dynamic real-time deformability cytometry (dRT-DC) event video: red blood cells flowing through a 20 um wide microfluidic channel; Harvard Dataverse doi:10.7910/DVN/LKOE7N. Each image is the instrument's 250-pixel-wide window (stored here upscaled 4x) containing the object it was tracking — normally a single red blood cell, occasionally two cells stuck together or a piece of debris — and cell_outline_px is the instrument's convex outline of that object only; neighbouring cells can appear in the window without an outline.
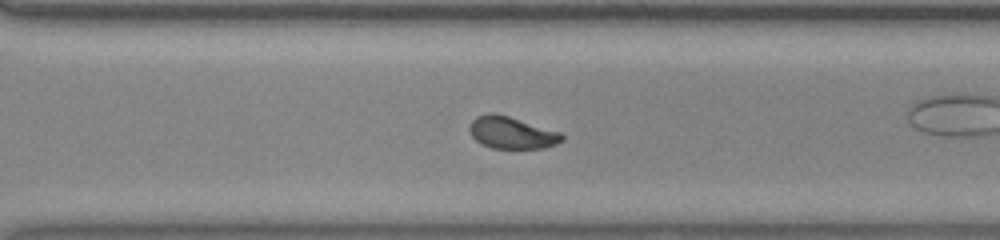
{"species": "common noctule bat (a hibernating species)", "species_latin": "Nyctalus noctula", "temperature_condition": "room temperature", "stored_images_in_passage": 39, "camera_frame_rate_fps": 3000, "um_per_image_px": 0.085, "animal": {"sex": "male", "body_mass_g": 20.0, "forearm_length_mm": 53.3}, "frame": {"image": 1, "passage_image": 23, "time_ms": 7.333, "image_size_px": [1000, 240], "cell_outline_px": [[564, 140], [556, 144], [544, 148], [492, 148], [480, 144], [472, 136], [468, 128], [472, 120], [476, 116], [488, 112], [492, 112], [508, 116], [560, 132], [564, 136]], "centroid_in_image_um": [43.47, 11.28], "position_along_channel_um": 327.1, "area_um2": 17.28}, "authors_computed_cell_mechanics": {"area_um2": 17.2822, "velocity_mm_per_s": 3.7624, "shape_relaxation_time_tau1_ms": 3.4909, "shape_relaxation_time_tau2_ms": 1.1759, "deformation_change_tau1": 0.1358, "deformation_change_tau2": 0.0642}}